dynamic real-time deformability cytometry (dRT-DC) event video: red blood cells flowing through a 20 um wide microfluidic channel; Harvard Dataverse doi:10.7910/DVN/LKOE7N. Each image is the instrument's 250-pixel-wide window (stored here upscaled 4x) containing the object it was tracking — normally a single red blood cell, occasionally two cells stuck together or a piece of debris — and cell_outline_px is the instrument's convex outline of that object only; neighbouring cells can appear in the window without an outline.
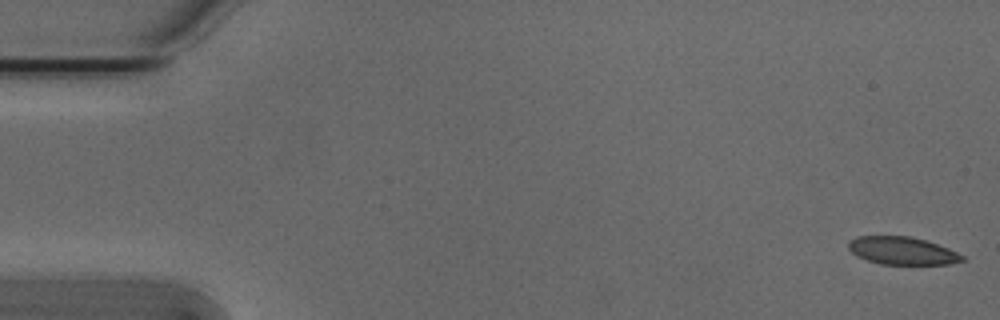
{"species": "Egyptian fruit bat (a non-hibernating species)", "species_latin": "Rousettus aegyptiacus", "temperature_condition": "cold", "stored_images_in_passage": 48, "camera_frame_rate_fps": 3000, "um_per_image_px": 0.085, "animal": {"sex": "male"}, "frame": {"image": 1, "passage_image": 1, "time_ms": 0.0, "image_size_px": [1000, 320], "cell_outline_px": [[964, 260], [948, 264], [880, 264], [856, 256], [848, 248], [848, 240], [856, 236], [908, 236], [924, 240], [948, 248], [964, 256]], "centroid_in_image_um": [76.64, 21.31], "position_along_channel_um": 8.4, "area_um2": 18.26}}
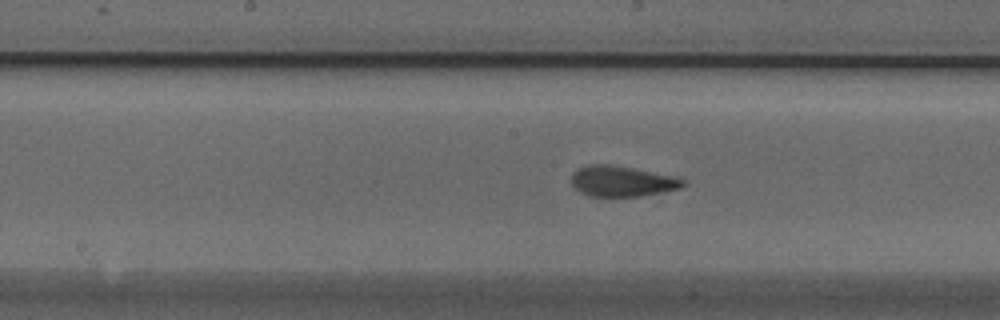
{"frame": {"image": 2, "passage_image": 27, "time_ms": 8.667, "image_size_px": [1000, 320], "cell_outline_px": [[688, 184], [680, 188], [640, 196], [588, 196], [580, 192], [572, 184], [572, 172], [580, 168], [592, 164], [608, 164], [680, 176]], "centroid_in_image_um": [52.92, 15.4], "position_along_channel_um": 195.3, "area_um2": 19.94}}
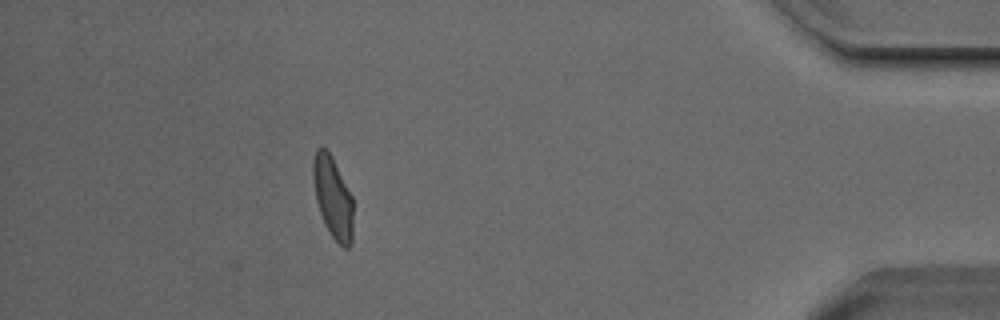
{"frame": {"image": 3, "passage_image": 48, "time_ms": 15.667, "image_size_px": [1000, 320], "cell_outline_px": [[352, 244], [348, 248], [344, 248], [328, 232], [324, 224], [316, 200], [312, 180], [312, 160], [316, 148], [320, 144], [332, 156], [352, 196]], "centroid_in_image_um": [28.26, 16.75], "position_along_channel_um": 406.9, "area_um2": 19.25}, "authors_computed_cell_mechanics": {"area_um2": 19.9699, "velocity_mm_per_s": 3.8007, "shape_relaxation_time_tau1_ms": 3.5759, "shape_relaxation_time_tau2_ms": 1.0329, "deformation_change_tau1": 0.1235, "deformation_change_tau2": 0.0598}}